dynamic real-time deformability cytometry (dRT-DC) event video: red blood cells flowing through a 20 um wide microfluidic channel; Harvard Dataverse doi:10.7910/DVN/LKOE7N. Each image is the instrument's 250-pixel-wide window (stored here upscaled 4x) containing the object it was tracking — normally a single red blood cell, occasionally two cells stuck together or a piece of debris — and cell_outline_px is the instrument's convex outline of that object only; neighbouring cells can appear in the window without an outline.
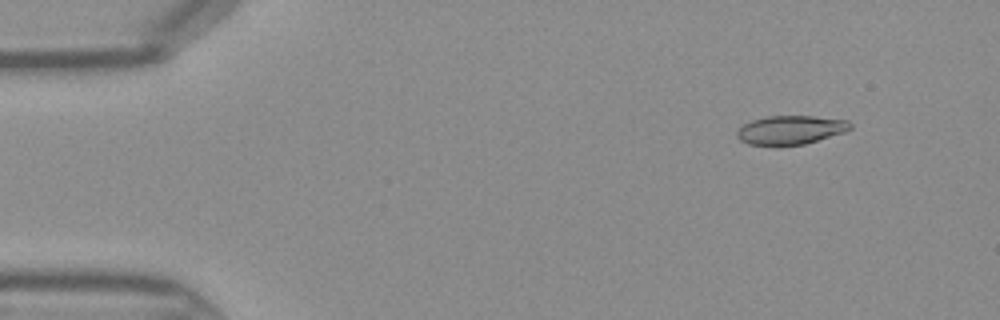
{"species": "Egyptian fruit bat (a non-hibernating species)", "species_latin": "Rousettus aegyptiacus", "temperature_condition": "warm", "stored_images_in_passage": 9, "camera_frame_rate_fps": 3000, "um_per_image_px": 0.085, "frame": {"image": 1, "passage_image": 1, "time_ms": 0.0, "image_size_px": [1000, 320], "cell_outline_px": [[852, 128], [844, 132], [804, 144], [776, 148], [748, 144], [740, 140], [736, 136], [736, 132], [744, 124], [752, 120], [768, 116], [812, 116], [848, 120], [852, 124]], "centroid_in_image_um": [67.16, 11.08], "position_along_channel_um": 17.8, "area_um2": 19.48}}